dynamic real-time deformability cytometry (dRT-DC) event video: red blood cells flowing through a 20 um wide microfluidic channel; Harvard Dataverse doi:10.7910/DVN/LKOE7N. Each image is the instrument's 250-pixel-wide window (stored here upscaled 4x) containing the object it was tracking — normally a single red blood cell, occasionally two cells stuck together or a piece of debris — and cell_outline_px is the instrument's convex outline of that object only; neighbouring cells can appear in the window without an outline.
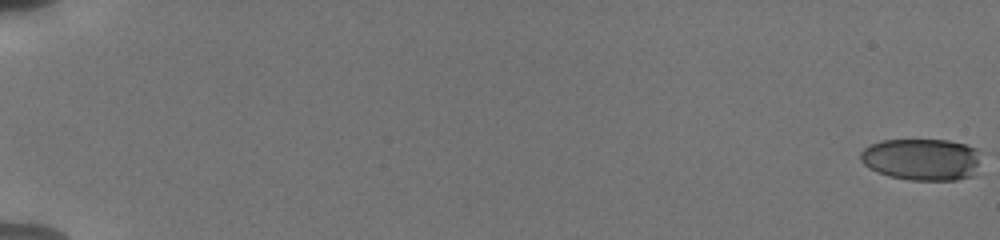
{"species": "human", "species_latin": "Homo sapiens", "temperature_condition": "cold", "stored_images_in_passage": 57, "camera_frame_rate_fps": 3000, "um_per_image_px": 0.085, "donor": {"sex": "male"}, "frame": {"image": 1, "passage_image": 1, "time_ms": 0.0, "image_size_px": [1000, 240], "cell_outline_px": [[984, 152], [976, 176], [956, 180], [908, 180], [888, 176], [876, 172], [868, 168], [860, 160], [860, 152], [864, 148], [880, 140], [948, 140], [964, 144], [976, 148]], "centroid_in_image_um": [78.42, 13.56], "position_along_channel_um": 6.6, "area_um2": 30.23}}
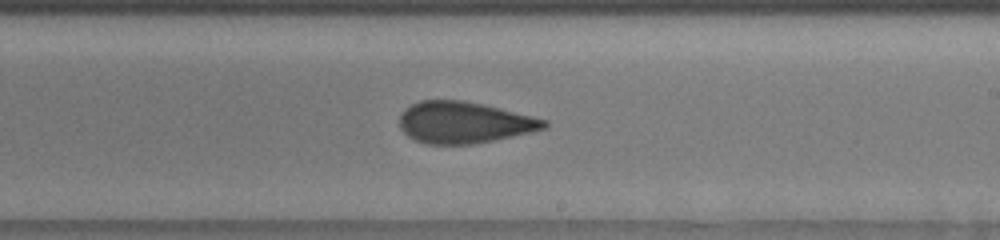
{"frame": {"image": 2, "passage_image": 37, "time_ms": 12.0, "image_size_px": [1000, 240], "cell_outline_px": [[548, 128], [532, 132], [472, 144], [424, 144], [408, 136], [400, 128], [400, 116], [404, 108], [420, 100], [464, 100], [484, 104], [548, 120]], "centroid_in_image_um": [39.45, 10.4], "position_along_channel_um": 249.6, "area_um2": 35.03}}
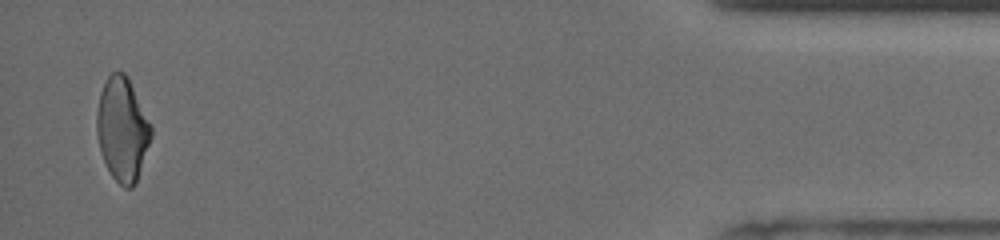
{"frame": {"image": 3, "passage_image": 56, "time_ms": 18.333, "image_size_px": [1000, 240], "cell_outline_px": [[152, 136], [136, 184], [132, 188], [124, 188], [112, 176], [104, 160], [100, 148], [96, 132], [96, 112], [100, 92], [108, 76], [112, 72], [124, 72], [128, 76], [152, 124]], "centroid_in_image_um": [10.42, 10.98], "position_along_channel_um": 424.8, "area_um2": 33.06}, "authors_computed_cell_mechanics": {"area_um2": 34.3332, "velocity_mm_per_s": 3.821, "shape_relaxation_time_tau1_ms": 5.8176, "shape_relaxation_time_tau2_ms": 1.9664, "deformation_change_tau1": 0.1624, "deformation_change_tau2": 0.1074}}